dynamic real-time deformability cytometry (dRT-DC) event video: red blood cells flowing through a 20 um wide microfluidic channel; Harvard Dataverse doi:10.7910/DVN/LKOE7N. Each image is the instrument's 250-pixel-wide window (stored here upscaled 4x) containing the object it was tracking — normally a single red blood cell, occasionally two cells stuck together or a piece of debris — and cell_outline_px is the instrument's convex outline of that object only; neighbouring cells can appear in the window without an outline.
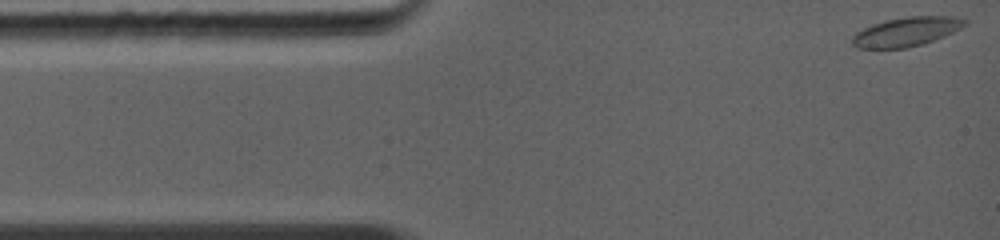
{"species": "common noctule bat (a hibernating species)", "species_latin": "Nyctalus noctula", "temperature_condition": "warm", "stored_images_in_passage": 26, "camera_frame_rate_fps": 5000, "um_per_image_px": 0.085, "animal": {"sex": "female", "body_mass_g": 19.0, "forearm_length_mm": 56.7}, "frame": {"image": 1, "passage_image": 1, "time_ms": 0.0, "image_size_px": [1000, 240], "cell_outline_px": [[968, 24], [944, 36], [924, 44], [904, 48], [856, 48], [852, 44], [852, 36], [856, 32], [872, 24], [888, 20], [908, 16], [952, 16], [968, 20]], "centroid_in_image_um": [77.05, 2.69], "position_along_channel_um": 8.0, "area_um2": 19.07}}
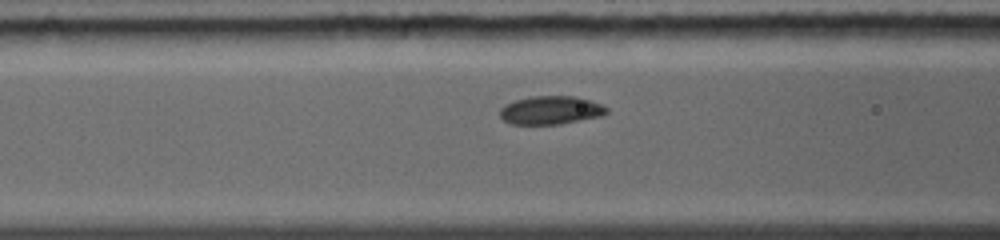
{"frame": {"image": 2, "passage_image": 12, "time_ms": 4.2, "image_size_px": [1000, 240], "cell_outline_px": [[608, 112], [604, 116], [560, 124], [512, 124], [504, 120], [500, 116], [500, 108], [504, 104], [516, 100], [532, 96], [576, 96], [600, 104], [608, 108]], "centroid_in_image_um": [46.83, 9.37], "position_along_channel_um": 119.8, "area_um2": 17.69}}
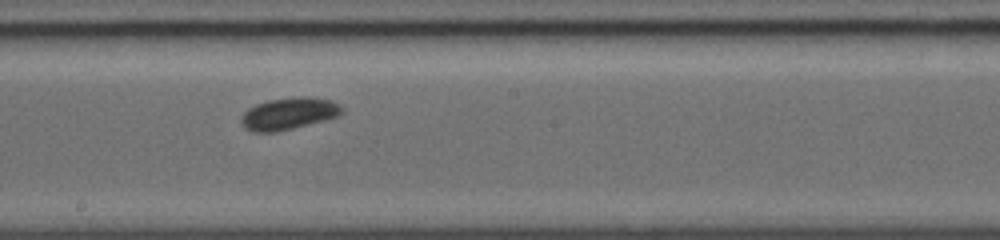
{"frame": {"image": 3, "passage_image": 26, "time_ms": 6.6, "image_size_px": [1000, 240], "cell_outline_px": [[344, 112], [340, 116], [276, 132], [252, 132], [244, 128], [240, 124], [240, 116], [248, 108], [256, 104], [268, 100], [300, 96], [332, 100], [340, 104], [344, 108]], "centroid_in_image_um": [24.53, 9.66], "position_along_channel_um": 223.7, "area_um2": 18.96}}